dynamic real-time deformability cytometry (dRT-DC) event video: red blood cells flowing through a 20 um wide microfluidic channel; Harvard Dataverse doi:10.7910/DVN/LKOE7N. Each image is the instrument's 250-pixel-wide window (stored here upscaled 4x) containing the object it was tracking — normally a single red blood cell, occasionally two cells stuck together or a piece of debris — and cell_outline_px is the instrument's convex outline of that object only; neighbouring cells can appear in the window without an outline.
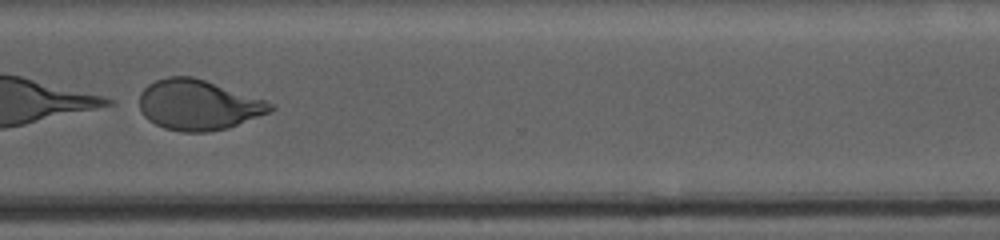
{"species": "human", "species_latin": "Homo sapiens", "temperature_condition": "cold", "stored_images_in_passage": 43, "camera_frame_rate_fps": 3000, "um_per_image_px": 0.085, "donor": {"sex": "female"}, "frame": {"image": 1, "passage_image": 33, "time_ms": 9.0, "image_size_px": [1000, 240], "cell_outline_px": [[276, 108], [268, 112], [228, 128], [208, 132], [180, 132], [164, 128], [148, 120], [144, 116], [140, 108], [140, 92], [148, 84], [156, 80], [168, 76], [192, 76], [276, 104]], "centroid_in_image_um": [16.82, 8.92], "position_along_channel_um": 353.8, "area_um2": 38.15}}